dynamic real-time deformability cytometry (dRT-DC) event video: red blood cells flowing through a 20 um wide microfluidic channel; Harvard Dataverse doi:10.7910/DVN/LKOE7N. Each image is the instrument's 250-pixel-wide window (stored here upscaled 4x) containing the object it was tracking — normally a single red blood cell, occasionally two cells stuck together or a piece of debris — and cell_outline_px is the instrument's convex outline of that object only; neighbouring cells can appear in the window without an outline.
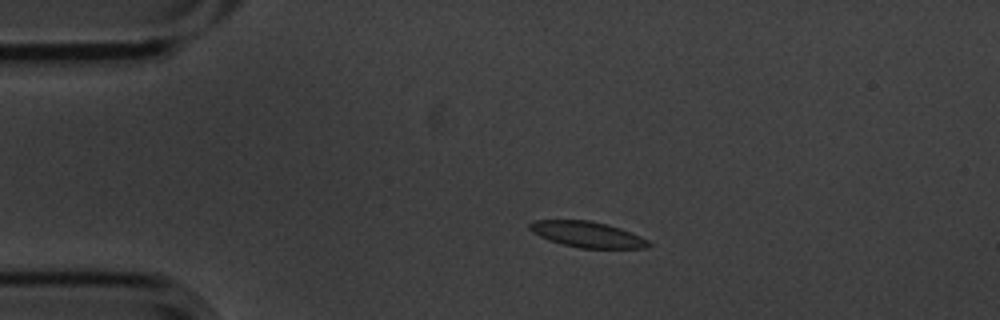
{"species": "common noctule bat (a hibernating species)", "species_latin": "Nyctalus noctula", "temperature_condition": "cold", "stored_images_in_passage": 4, "camera_frame_rate_fps": 3000, "um_per_image_px": 0.085, "animal": {"sex": "male", "body_mass_g": 20.1, "forearm_length_mm": 53.5}, "frame": {"image": 1, "passage_image": 3, "time_ms": 0.667, "image_size_px": [1000, 320], "cell_outline_px": [[652, 244], [648, 248], [580, 248], [548, 240], [532, 232], [528, 228], [528, 224], [536, 220], [588, 220], [608, 224], [620, 228], [640, 236], [648, 240]], "centroid_in_image_um": [49.92, 19.92], "position_along_channel_um": 35.1, "area_um2": 17.86}}